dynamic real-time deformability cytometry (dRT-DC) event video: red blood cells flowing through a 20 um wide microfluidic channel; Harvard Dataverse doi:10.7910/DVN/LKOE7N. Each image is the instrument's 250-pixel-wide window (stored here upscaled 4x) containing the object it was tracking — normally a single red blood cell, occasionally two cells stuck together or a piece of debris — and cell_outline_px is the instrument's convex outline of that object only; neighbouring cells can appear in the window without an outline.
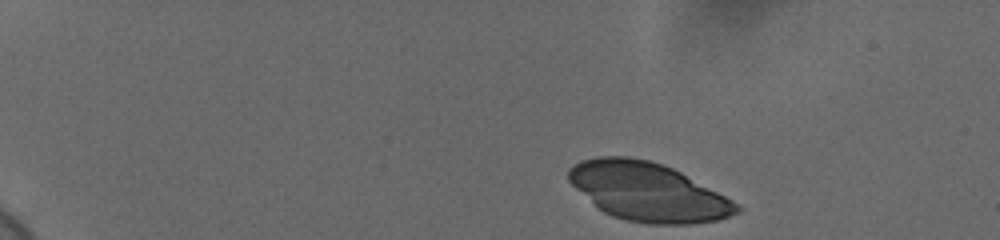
{"species": "human", "species_latin": "Homo sapiens", "temperature_condition": "cold", "stored_images_in_passage": 48, "camera_frame_rate_fps": 3000, "um_per_image_px": 0.085, "donor": {"sex": "female"}, "frame": {"image": 1, "passage_image": 1, "time_ms": 0.0, "image_size_px": [1000, 240], "cell_outline_px": [[744, 208], [740, 212], [716, 220], [688, 224], [648, 224], [624, 220], [612, 216], [604, 212], [576, 188], [568, 180], [568, 168], [580, 160], [596, 156], [628, 156], [648, 160], [664, 164], [680, 172], [732, 200]], "centroid_in_image_um": [55.05, 16.3], "position_along_channel_um": 29.9, "area_um2": 56.93}}
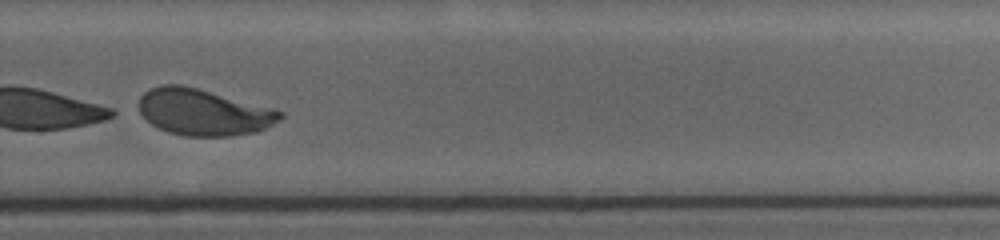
{"frame": {"image": 2, "passage_image": 34, "time_ms": 11.0, "image_size_px": [1000, 240], "cell_outline_px": [[284, 116], [280, 120], [256, 132], [232, 136], [188, 136], [168, 132], [152, 124], [140, 112], [140, 96], [144, 92], [160, 84], [180, 84], [196, 88], [272, 108], [284, 112]], "centroid_in_image_um": [17.3, 9.54], "position_along_channel_um": 312.5, "area_um2": 37.8}}